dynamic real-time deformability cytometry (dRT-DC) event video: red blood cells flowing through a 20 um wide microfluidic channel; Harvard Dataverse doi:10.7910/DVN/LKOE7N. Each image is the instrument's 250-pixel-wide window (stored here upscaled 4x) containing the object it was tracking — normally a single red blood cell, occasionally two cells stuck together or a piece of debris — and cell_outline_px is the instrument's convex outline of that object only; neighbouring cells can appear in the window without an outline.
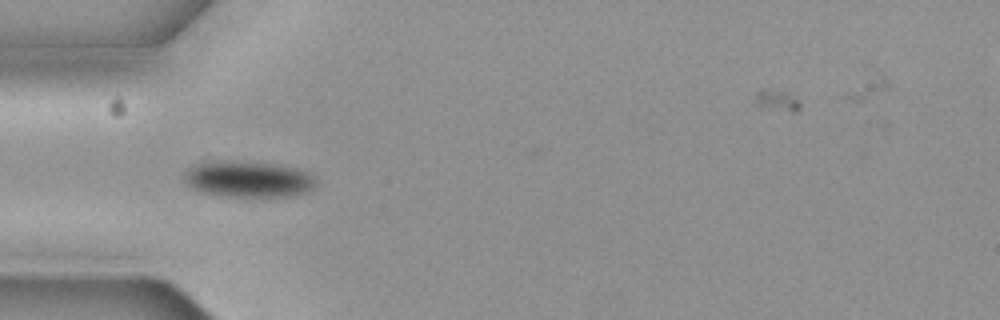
{"species": "common noctule bat (a hibernating species)", "species_latin": "Nyctalus noctula", "temperature_condition": "cold", "stored_images_in_passage": 15, "camera_frame_rate_fps": 3000, "um_per_image_px": 0.085, "animal": {"sex": "female", "body_mass_g": 19.3, "forearm_length_mm": 54.1}, "frame": {"image": 1, "passage_image": 5, "time_ms": 1.333, "image_size_px": [1000, 320], "cell_outline_px": [[316, 184], [308, 192], [288, 196], [228, 196], [204, 192], [192, 188], [184, 180], [184, 172], [188, 168], [196, 164], [228, 160], [232, 160], [272, 164], [296, 168], [312, 172], [316, 176]], "centroid_in_image_um": [21.15, 15.22], "position_along_channel_um": 63.8, "area_um2": 27.74}}
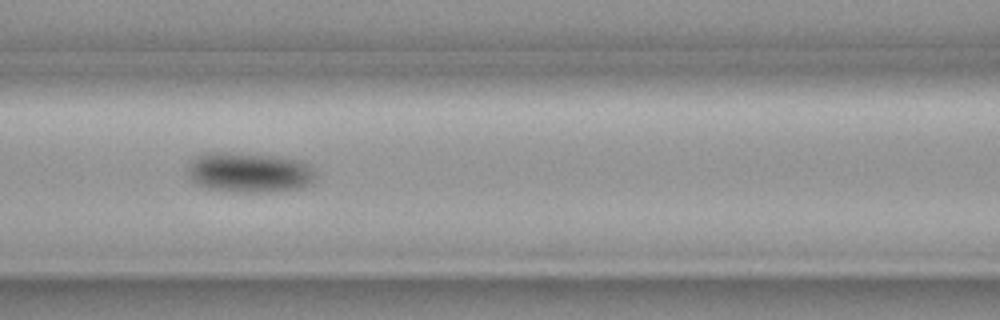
{"frame": {"image": 2, "passage_image": 7, "time_ms": 2.0, "image_size_px": [1000, 320], "cell_outline_px": [[316, 176], [312, 184], [300, 188], [268, 192], [236, 192], [208, 188], [192, 180], [188, 176], [188, 168], [192, 160], [196, 156], [208, 152], [224, 152], [272, 156], [300, 160], [308, 164], [316, 172]], "centroid_in_image_um": [21.22, 14.66], "position_along_channel_um": 145.4, "area_um2": 29.82}}
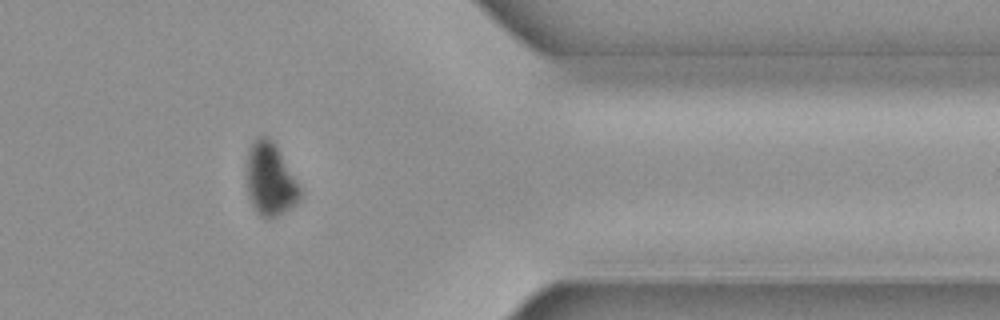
{"frame": {"image": 3, "passage_image": 13, "time_ms": 4.0, "image_size_px": [1000, 320], "cell_outline_px": [[300, 200], [292, 208], [272, 220], [268, 220], [260, 216], [256, 212], [248, 196], [244, 180], [248, 148], [252, 140], [256, 136], [264, 136], [276, 148], [300, 184]], "centroid_in_image_um": [22.92, 15.32], "position_along_channel_um": 388.5, "area_um2": 23.24}}